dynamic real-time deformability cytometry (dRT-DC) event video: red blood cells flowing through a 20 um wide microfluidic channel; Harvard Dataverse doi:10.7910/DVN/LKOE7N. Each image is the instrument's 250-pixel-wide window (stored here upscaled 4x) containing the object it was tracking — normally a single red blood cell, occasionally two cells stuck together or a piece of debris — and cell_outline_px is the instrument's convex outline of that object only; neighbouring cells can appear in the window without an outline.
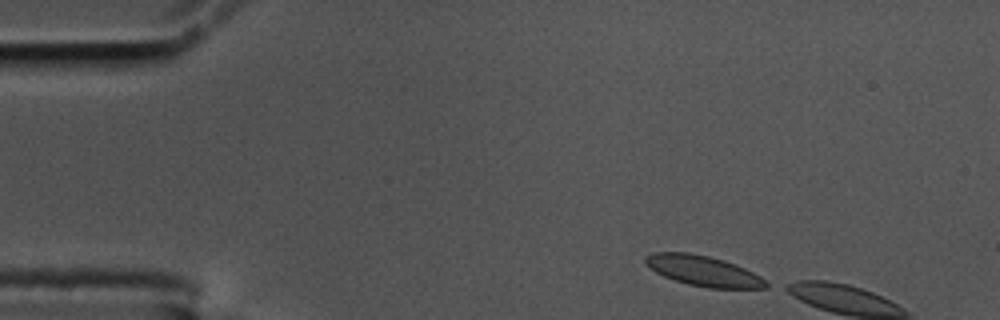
{"species": "common noctule bat (a hibernating species)", "species_latin": "Nyctalus noctula", "temperature_condition": "cold", "stored_images_in_passage": 4, "camera_frame_rate_fps": 3000, "um_per_image_px": 0.085, "animal": {"sex": "male", "body_mass_g": 17.5, "forearm_length_mm": 52.3}, "frame": {"image": 1, "passage_image": 1, "time_ms": 0.0, "image_size_px": [1000, 320], "cell_outline_px": [[772, 284], [768, 288], [708, 288], [688, 284], [664, 276], [656, 272], [644, 260], [644, 256], [652, 252], [688, 252], [708, 256], [724, 260], [736, 264], [760, 276]], "centroid_in_image_um": [59.83, 23.02], "position_along_channel_um": 25.2, "area_um2": 21.33}}